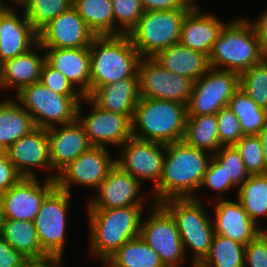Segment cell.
Returning <instances> with one entry per match:
<instances>
[{"label": "cell", "mask_w": 267, "mask_h": 267, "mask_svg": "<svg viewBox=\"0 0 267 267\" xmlns=\"http://www.w3.org/2000/svg\"><path fill=\"white\" fill-rule=\"evenodd\" d=\"M214 212L213 224L215 234L228 237L246 246L261 231H263L246 213L241 203L237 201L210 200Z\"/></svg>", "instance_id": "44dd1931"}, {"label": "cell", "mask_w": 267, "mask_h": 267, "mask_svg": "<svg viewBox=\"0 0 267 267\" xmlns=\"http://www.w3.org/2000/svg\"><path fill=\"white\" fill-rule=\"evenodd\" d=\"M218 137L222 146L235 145L243 136L241 125L236 115L227 106L217 113Z\"/></svg>", "instance_id": "60d3db41"}, {"label": "cell", "mask_w": 267, "mask_h": 267, "mask_svg": "<svg viewBox=\"0 0 267 267\" xmlns=\"http://www.w3.org/2000/svg\"><path fill=\"white\" fill-rule=\"evenodd\" d=\"M245 246L215 234L210 251L200 267H244Z\"/></svg>", "instance_id": "e575fe53"}, {"label": "cell", "mask_w": 267, "mask_h": 267, "mask_svg": "<svg viewBox=\"0 0 267 267\" xmlns=\"http://www.w3.org/2000/svg\"><path fill=\"white\" fill-rule=\"evenodd\" d=\"M87 97L103 110L133 116L140 99L139 77L125 78L100 86Z\"/></svg>", "instance_id": "484cf974"}, {"label": "cell", "mask_w": 267, "mask_h": 267, "mask_svg": "<svg viewBox=\"0 0 267 267\" xmlns=\"http://www.w3.org/2000/svg\"><path fill=\"white\" fill-rule=\"evenodd\" d=\"M255 28L260 43V50L264 58H267V7L260 16L250 21Z\"/></svg>", "instance_id": "c3c4849f"}, {"label": "cell", "mask_w": 267, "mask_h": 267, "mask_svg": "<svg viewBox=\"0 0 267 267\" xmlns=\"http://www.w3.org/2000/svg\"><path fill=\"white\" fill-rule=\"evenodd\" d=\"M140 60L128 35L96 36L90 45V93L100 86L138 77Z\"/></svg>", "instance_id": "3957f363"}, {"label": "cell", "mask_w": 267, "mask_h": 267, "mask_svg": "<svg viewBox=\"0 0 267 267\" xmlns=\"http://www.w3.org/2000/svg\"><path fill=\"white\" fill-rule=\"evenodd\" d=\"M227 106L238 118L244 135H258L267 124V109L258 106L241 88Z\"/></svg>", "instance_id": "836d02e7"}, {"label": "cell", "mask_w": 267, "mask_h": 267, "mask_svg": "<svg viewBox=\"0 0 267 267\" xmlns=\"http://www.w3.org/2000/svg\"><path fill=\"white\" fill-rule=\"evenodd\" d=\"M264 59L250 20L232 19L222 28L209 55L210 68L241 74Z\"/></svg>", "instance_id": "5b68a950"}, {"label": "cell", "mask_w": 267, "mask_h": 267, "mask_svg": "<svg viewBox=\"0 0 267 267\" xmlns=\"http://www.w3.org/2000/svg\"><path fill=\"white\" fill-rule=\"evenodd\" d=\"M23 176L17 171L8 159L6 153L0 155V196L13 185L17 184Z\"/></svg>", "instance_id": "f6af8a7d"}, {"label": "cell", "mask_w": 267, "mask_h": 267, "mask_svg": "<svg viewBox=\"0 0 267 267\" xmlns=\"http://www.w3.org/2000/svg\"><path fill=\"white\" fill-rule=\"evenodd\" d=\"M72 194L55 186L43 199L34 226L42 249L52 259H63L68 208Z\"/></svg>", "instance_id": "30bf717a"}, {"label": "cell", "mask_w": 267, "mask_h": 267, "mask_svg": "<svg viewBox=\"0 0 267 267\" xmlns=\"http://www.w3.org/2000/svg\"><path fill=\"white\" fill-rule=\"evenodd\" d=\"M191 267H200L199 265H192Z\"/></svg>", "instance_id": "9f6ffc18"}, {"label": "cell", "mask_w": 267, "mask_h": 267, "mask_svg": "<svg viewBox=\"0 0 267 267\" xmlns=\"http://www.w3.org/2000/svg\"><path fill=\"white\" fill-rule=\"evenodd\" d=\"M114 35H128L144 11L141 0H112Z\"/></svg>", "instance_id": "f35d334b"}, {"label": "cell", "mask_w": 267, "mask_h": 267, "mask_svg": "<svg viewBox=\"0 0 267 267\" xmlns=\"http://www.w3.org/2000/svg\"><path fill=\"white\" fill-rule=\"evenodd\" d=\"M205 187L211 188V190H215V193H218L217 200L225 199L223 194L226 190L229 191L234 188L236 191L238 190L229 179H226L222 167L213 157L208 164L199 190Z\"/></svg>", "instance_id": "7bdbcfd3"}, {"label": "cell", "mask_w": 267, "mask_h": 267, "mask_svg": "<svg viewBox=\"0 0 267 267\" xmlns=\"http://www.w3.org/2000/svg\"><path fill=\"white\" fill-rule=\"evenodd\" d=\"M244 267H267V230L245 246Z\"/></svg>", "instance_id": "ee69618b"}, {"label": "cell", "mask_w": 267, "mask_h": 267, "mask_svg": "<svg viewBox=\"0 0 267 267\" xmlns=\"http://www.w3.org/2000/svg\"><path fill=\"white\" fill-rule=\"evenodd\" d=\"M4 153V150L0 147V155Z\"/></svg>", "instance_id": "11a10c76"}, {"label": "cell", "mask_w": 267, "mask_h": 267, "mask_svg": "<svg viewBox=\"0 0 267 267\" xmlns=\"http://www.w3.org/2000/svg\"><path fill=\"white\" fill-rule=\"evenodd\" d=\"M72 6L96 36L114 35L112 0H73Z\"/></svg>", "instance_id": "d6a6232c"}, {"label": "cell", "mask_w": 267, "mask_h": 267, "mask_svg": "<svg viewBox=\"0 0 267 267\" xmlns=\"http://www.w3.org/2000/svg\"><path fill=\"white\" fill-rule=\"evenodd\" d=\"M1 237L29 261L52 259L42 249L33 221L2 219Z\"/></svg>", "instance_id": "83f0119b"}, {"label": "cell", "mask_w": 267, "mask_h": 267, "mask_svg": "<svg viewBox=\"0 0 267 267\" xmlns=\"http://www.w3.org/2000/svg\"><path fill=\"white\" fill-rule=\"evenodd\" d=\"M189 10L148 11L128 36L141 58H153L180 41L183 20Z\"/></svg>", "instance_id": "ba28073f"}, {"label": "cell", "mask_w": 267, "mask_h": 267, "mask_svg": "<svg viewBox=\"0 0 267 267\" xmlns=\"http://www.w3.org/2000/svg\"><path fill=\"white\" fill-rule=\"evenodd\" d=\"M197 195L194 198H170L161 203L177 223L185 252H192L191 265H199L206 258L215 235L212 217Z\"/></svg>", "instance_id": "8992f818"}, {"label": "cell", "mask_w": 267, "mask_h": 267, "mask_svg": "<svg viewBox=\"0 0 267 267\" xmlns=\"http://www.w3.org/2000/svg\"><path fill=\"white\" fill-rule=\"evenodd\" d=\"M240 88L258 106L267 109V58L240 74Z\"/></svg>", "instance_id": "8d00e7d4"}, {"label": "cell", "mask_w": 267, "mask_h": 267, "mask_svg": "<svg viewBox=\"0 0 267 267\" xmlns=\"http://www.w3.org/2000/svg\"><path fill=\"white\" fill-rule=\"evenodd\" d=\"M72 4L73 0H22L16 8L24 9L32 27L39 32L51 20L68 10Z\"/></svg>", "instance_id": "d590c367"}, {"label": "cell", "mask_w": 267, "mask_h": 267, "mask_svg": "<svg viewBox=\"0 0 267 267\" xmlns=\"http://www.w3.org/2000/svg\"><path fill=\"white\" fill-rule=\"evenodd\" d=\"M187 105L170 100L140 97L132 118L133 137L163 144L182 141Z\"/></svg>", "instance_id": "277c9868"}, {"label": "cell", "mask_w": 267, "mask_h": 267, "mask_svg": "<svg viewBox=\"0 0 267 267\" xmlns=\"http://www.w3.org/2000/svg\"><path fill=\"white\" fill-rule=\"evenodd\" d=\"M102 265L105 267H165L159 255L140 236L122 245Z\"/></svg>", "instance_id": "f546056e"}, {"label": "cell", "mask_w": 267, "mask_h": 267, "mask_svg": "<svg viewBox=\"0 0 267 267\" xmlns=\"http://www.w3.org/2000/svg\"><path fill=\"white\" fill-rule=\"evenodd\" d=\"M153 58L171 73L186 76L194 82L210 69L207 54L187 48L180 42L160 51Z\"/></svg>", "instance_id": "4316f807"}, {"label": "cell", "mask_w": 267, "mask_h": 267, "mask_svg": "<svg viewBox=\"0 0 267 267\" xmlns=\"http://www.w3.org/2000/svg\"><path fill=\"white\" fill-rule=\"evenodd\" d=\"M95 37V33L71 6L38 32V43L43 48H85L90 47Z\"/></svg>", "instance_id": "d6986e66"}, {"label": "cell", "mask_w": 267, "mask_h": 267, "mask_svg": "<svg viewBox=\"0 0 267 267\" xmlns=\"http://www.w3.org/2000/svg\"><path fill=\"white\" fill-rule=\"evenodd\" d=\"M17 171L25 178L37 177L36 169L49 170L47 179L56 180L52 173L47 129L35 128L4 151Z\"/></svg>", "instance_id": "ac0fdd59"}, {"label": "cell", "mask_w": 267, "mask_h": 267, "mask_svg": "<svg viewBox=\"0 0 267 267\" xmlns=\"http://www.w3.org/2000/svg\"><path fill=\"white\" fill-rule=\"evenodd\" d=\"M239 88V74L210 68L194 82L187 105V116L216 114L221 108L227 107Z\"/></svg>", "instance_id": "8fae6325"}, {"label": "cell", "mask_w": 267, "mask_h": 267, "mask_svg": "<svg viewBox=\"0 0 267 267\" xmlns=\"http://www.w3.org/2000/svg\"><path fill=\"white\" fill-rule=\"evenodd\" d=\"M138 77L140 97L188 105L194 85L192 79L171 73L154 58H141Z\"/></svg>", "instance_id": "7c38bea8"}, {"label": "cell", "mask_w": 267, "mask_h": 267, "mask_svg": "<svg viewBox=\"0 0 267 267\" xmlns=\"http://www.w3.org/2000/svg\"><path fill=\"white\" fill-rule=\"evenodd\" d=\"M23 19L8 3H0V64L25 54L38 43V32L24 11Z\"/></svg>", "instance_id": "ffe728a7"}, {"label": "cell", "mask_w": 267, "mask_h": 267, "mask_svg": "<svg viewBox=\"0 0 267 267\" xmlns=\"http://www.w3.org/2000/svg\"><path fill=\"white\" fill-rule=\"evenodd\" d=\"M63 259H48V267H62Z\"/></svg>", "instance_id": "816d5d0a"}, {"label": "cell", "mask_w": 267, "mask_h": 267, "mask_svg": "<svg viewBox=\"0 0 267 267\" xmlns=\"http://www.w3.org/2000/svg\"><path fill=\"white\" fill-rule=\"evenodd\" d=\"M224 26V22L208 11L204 12L196 2L183 20L179 42L209 56Z\"/></svg>", "instance_id": "603a6c76"}, {"label": "cell", "mask_w": 267, "mask_h": 267, "mask_svg": "<svg viewBox=\"0 0 267 267\" xmlns=\"http://www.w3.org/2000/svg\"><path fill=\"white\" fill-rule=\"evenodd\" d=\"M29 260L0 237V267H24Z\"/></svg>", "instance_id": "7dc6e473"}, {"label": "cell", "mask_w": 267, "mask_h": 267, "mask_svg": "<svg viewBox=\"0 0 267 267\" xmlns=\"http://www.w3.org/2000/svg\"><path fill=\"white\" fill-rule=\"evenodd\" d=\"M211 158V153L189 146L183 140L166 144L163 174L159 184L152 188L151 202L194 198Z\"/></svg>", "instance_id": "6da1fadb"}, {"label": "cell", "mask_w": 267, "mask_h": 267, "mask_svg": "<svg viewBox=\"0 0 267 267\" xmlns=\"http://www.w3.org/2000/svg\"><path fill=\"white\" fill-rule=\"evenodd\" d=\"M142 186L136 178L115 164L109 170L106 179L96 188V195L87 201L85 209H115L146 205L148 195L140 194Z\"/></svg>", "instance_id": "e0dca14e"}, {"label": "cell", "mask_w": 267, "mask_h": 267, "mask_svg": "<svg viewBox=\"0 0 267 267\" xmlns=\"http://www.w3.org/2000/svg\"><path fill=\"white\" fill-rule=\"evenodd\" d=\"M36 127L31 114L13 98L0 101V147L5 151Z\"/></svg>", "instance_id": "f1b7e54d"}, {"label": "cell", "mask_w": 267, "mask_h": 267, "mask_svg": "<svg viewBox=\"0 0 267 267\" xmlns=\"http://www.w3.org/2000/svg\"><path fill=\"white\" fill-rule=\"evenodd\" d=\"M258 136L261 140L263 153H264V160L266 166V173H267V124L266 126L258 133Z\"/></svg>", "instance_id": "681fc988"}, {"label": "cell", "mask_w": 267, "mask_h": 267, "mask_svg": "<svg viewBox=\"0 0 267 267\" xmlns=\"http://www.w3.org/2000/svg\"><path fill=\"white\" fill-rule=\"evenodd\" d=\"M212 157L222 167L226 179L238 189L250 177L240 153L234 145L222 146Z\"/></svg>", "instance_id": "74e56055"}, {"label": "cell", "mask_w": 267, "mask_h": 267, "mask_svg": "<svg viewBox=\"0 0 267 267\" xmlns=\"http://www.w3.org/2000/svg\"><path fill=\"white\" fill-rule=\"evenodd\" d=\"M145 205L115 209H86L89 253L103 264L122 245L140 236Z\"/></svg>", "instance_id": "7a4b0ae2"}, {"label": "cell", "mask_w": 267, "mask_h": 267, "mask_svg": "<svg viewBox=\"0 0 267 267\" xmlns=\"http://www.w3.org/2000/svg\"><path fill=\"white\" fill-rule=\"evenodd\" d=\"M24 267H48V260H45V261H29Z\"/></svg>", "instance_id": "f907efd6"}, {"label": "cell", "mask_w": 267, "mask_h": 267, "mask_svg": "<svg viewBox=\"0 0 267 267\" xmlns=\"http://www.w3.org/2000/svg\"><path fill=\"white\" fill-rule=\"evenodd\" d=\"M82 103L89 104L92 107L91 112L84 116ZM132 118L133 116L103 110L97 107L87 96L83 98L77 108V120L84 127L92 146H115L118 148L122 146L133 137Z\"/></svg>", "instance_id": "5bb4252c"}, {"label": "cell", "mask_w": 267, "mask_h": 267, "mask_svg": "<svg viewBox=\"0 0 267 267\" xmlns=\"http://www.w3.org/2000/svg\"><path fill=\"white\" fill-rule=\"evenodd\" d=\"M150 205L148 216L146 213L141 221L140 237L159 255L165 267L182 266L187 258L174 217L161 203Z\"/></svg>", "instance_id": "9c48e42d"}, {"label": "cell", "mask_w": 267, "mask_h": 267, "mask_svg": "<svg viewBox=\"0 0 267 267\" xmlns=\"http://www.w3.org/2000/svg\"><path fill=\"white\" fill-rule=\"evenodd\" d=\"M23 177L0 196L2 219L34 221L45 196L56 186L55 180L42 182Z\"/></svg>", "instance_id": "2e32d148"}, {"label": "cell", "mask_w": 267, "mask_h": 267, "mask_svg": "<svg viewBox=\"0 0 267 267\" xmlns=\"http://www.w3.org/2000/svg\"><path fill=\"white\" fill-rule=\"evenodd\" d=\"M45 61L85 97L90 94V47L43 48Z\"/></svg>", "instance_id": "cb8c5ba5"}, {"label": "cell", "mask_w": 267, "mask_h": 267, "mask_svg": "<svg viewBox=\"0 0 267 267\" xmlns=\"http://www.w3.org/2000/svg\"><path fill=\"white\" fill-rule=\"evenodd\" d=\"M40 82L56 93L68 97H84L60 71L46 61L41 69Z\"/></svg>", "instance_id": "b9f144b4"}, {"label": "cell", "mask_w": 267, "mask_h": 267, "mask_svg": "<svg viewBox=\"0 0 267 267\" xmlns=\"http://www.w3.org/2000/svg\"><path fill=\"white\" fill-rule=\"evenodd\" d=\"M21 1H22V0H9V2L12 3V5L14 4L13 7H15V5H16V6L19 5ZM6 2H7L6 0H0V3H4V4H6Z\"/></svg>", "instance_id": "f5cc1de1"}, {"label": "cell", "mask_w": 267, "mask_h": 267, "mask_svg": "<svg viewBox=\"0 0 267 267\" xmlns=\"http://www.w3.org/2000/svg\"><path fill=\"white\" fill-rule=\"evenodd\" d=\"M47 136L52 170L55 174L92 146L84 127L77 119L60 127L47 129Z\"/></svg>", "instance_id": "7402d4cb"}, {"label": "cell", "mask_w": 267, "mask_h": 267, "mask_svg": "<svg viewBox=\"0 0 267 267\" xmlns=\"http://www.w3.org/2000/svg\"><path fill=\"white\" fill-rule=\"evenodd\" d=\"M16 101L32 116L36 127L50 129L77 119V108L84 97H68L54 92L40 81L23 87Z\"/></svg>", "instance_id": "52a82bcc"}, {"label": "cell", "mask_w": 267, "mask_h": 267, "mask_svg": "<svg viewBox=\"0 0 267 267\" xmlns=\"http://www.w3.org/2000/svg\"><path fill=\"white\" fill-rule=\"evenodd\" d=\"M238 200L248 216L262 229L259 223L261 217L267 218V173L250 175L237 190Z\"/></svg>", "instance_id": "1f68e13d"}, {"label": "cell", "mask_w": 267, "mask_h": 267, "mask_svg": "<svg viewBox=\"0 0 267 267\" xmlns=\"http://www.w3.org/2000/svg\"><path fill=\"white\" fill-rule=\"evenodd\" d=\"M183 141L189 146L215 154L222 147L216 114L187 116Z\"/></svg>", "instance_id": "4dcf8cb0"}, {"label": "cell", "mask_w": 267, "mask_h": 267, "mask_svg": "<svg viewBox=\"0 0 267 267\" xmlns=\"http://www.w3.org/2000/svg\"><path fill=\"white\" fill-rule=\"evenodd\" d=\"M234 146L250 175L266 174L263 147L258 135H244Z\"/></svg>", "instance_id": "ab89813d"}, {"label": "cell", "mask_w": 267, "mask_h": 267, "mask_svg": "<svg viewBox=\"0 0 267 267\" xmlns=\"http://www.w3.org/2000/svg\"><path fill=\"white\" fill-rule=\"evenodd\" d=\"M1 221H2V213H1V207H0V237H1Z\"/></svg>", "instance_id": "db71d44e"}, {"label": "cell", "mask_w": 267, "mask_h": 267, "mask_svg": "<svg viewBox=\"0 0 267 267\" xmlns=\"http://www.w3.org/2000/svg\"><path fill=\"white\" fill-rule=\"evenodd\" d=\"M195 0H141L144 12L166 10H190Z\"/></svg>", "instance_id": "bcb514c9"}, {"label": "cell", "mask_w": 267, "mask_h": 267, "mask_svg": "<svg viewBox=\"0 0 267 267\" xmlns=\"http://www.w3.org/2000/svg\"><path fill=\"white\" fill-rule=\"evenodd\" d=\"M43 51L39 54L37 51ZM45 62V51L37 43L25 54L0 64V90L15 89L18 93L23 87L40 81L41 69Z\"/></svg>", "instance_id": "d4e9b609"}, {"label": "cell", "mask_w": 267, "mask_h": 267, "mask_svg": "<svg viewBox=\"0 0 267 267\" xmlns=\"http://www.w3.org/2000/svg\"><path fill=\"white\" fill-rule=\"evenodd\" d=\"M108 150V147L91 146L57 174L56 186L70 194L72 184L96 190L115 165V157Z\"/></svg>", "instance_id": "9a60e30c"}, {"label": "cell", "mask_w": 267, "mask_h": 267, "mask_svg": "<svg viewBox=\"0 0 267 267\" xmlns=\"http://www.w3.org/2000/svg\"><path fill=\"white\" fill-rule=\"evenodd\" d=\"M115 164L136 178L141 184L153 182L156 187L163 174L166 144L131 137L119 147ZM144 180V181H143Z\"/></svg>", "instance_id": "4fadbf2b"}]
</instances>
